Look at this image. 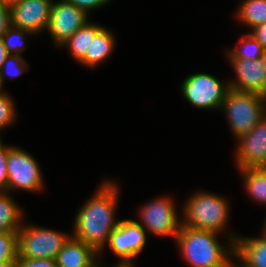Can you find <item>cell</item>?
<instances>
[{"label":"cell","instance_id":"obj_1","mask_svg":"<svg viewBox=\"0 0 266 267\" xmlns=\"http://www.w3.org/2000/svg\"><path fill=\"white\" fill-rule=\"evenodd\" d=\"M119 194V187L116 183L110 180L103 181L94 196L77 211L74 232L71 236L101 254L110 234L120 222L114 219Z\"/></svg>","mask_w":266,"mask_h":267},{"label":"cell","instance_id":"obj_2","mask_svg":"<svg viewBox=\"0 0 266 267\" xmlns=\"http://www.w3.org/2000/svg\"><path fill=\"white\" fill-rule=\"evenodd\" d=\"M218 235L181 225L175 240L190 267H228L232 255L235 254L236 236L230 237L225 249L218 242Z\"/></svg>","mask_w":266,"mask_h":267},{"label":"cell","instance_id":"obj_3","mask_svg":"<svg viewBox=\"0 0 266 267\" xmlns=\"http://www.w3.org/2000/svg\"><path fill=\"white\" fill-rule=\"evenodd\" d=\"M227 202L218 194L199 191L184 203L181 225L219 234L228 222L230 210Z\"/></svg>","mask_w":266,"mask_h":267},{"label":"cell","instance_id":"obj_4","mask_svg":"<svg viewBox=\"0 0 266 267\" xmlns=\"http://www.w3.org/2000/svg\"><path fill=\"white\" fill-rule=\"evenodd\" d=\"M220 108L226 111L230 129L237 139L250 132L266 116L264 96L231 88Z\"/></svg>","mask_w":266,"mask_h":267},{"label":"cell","instance_id":"obj_5","mask_svg":"<svg viewBox=\"0 0 266 267\" xmlns=\"http://www.w3.org/2000/svg\"><path fill=\"white\" fill-rule=\"evenodd\" d=\"M18 234V258L56 259L58 252L71 235L52 229L26 224Z\"/></svg>","mask_w":266,"mask_h":267},{"label":"cell","instance_id":"obj_6","mask_svg":"<svg viewBox=\"0 0 266 267\" xmlns=\"http://www.w3.org/2000/svg\"><path fill=\"white\" fill-rule=\"evenodd\" d=\"M184 98L193 106L203 109H220L230 89L215 76L206 73L189 75L181 84Z\"/></svg>","mask_w":266,"mask_h":267},{"label":"cell","instance_id":"obj_7","mask_svg":"<svg viewBox=\"0 0 266 267\" xmlns=\"http://www.w3.org/2000/svg\"><path fill=\"white\" fill-rule=\"evenodd\" d=\"M7 191L22 189L28 192L43 189L44 181L37 161L21 148L10 146L7 159Z\"/></svg>","mask_w":266,"mask_h":267},{"label":"cell","instance_id":"obj_8","mask_svg":"<svg viewBox=\"0 0 266 267\" xmlns=\"http://www.w3.org/2000/svg\"><path fill=\"white\" fill-rule=\"evenodd\" d=\"M173 200L167 197H158L150 203L142 206L138 222L150 234L160 237L172 236L176 238L182 218H178Z\"/></svg>","mask_w":266,"mask_h":267},{"label":"cell","instance_id":"obj_9","mask_svg":"<svg viewBox=\"0 0 266 267\" xmlns=\"http://www.w3.org/2000/svg\"><path fill=\"white\" fill-rule=\"evenodd\" d=\"M146 238V230L137 221L120 220L107 242L113 253L119 257L117 265H134V258L145 247Z\"/></svg>","mask_w":266,"mask_h":267},{"label":"cell","instance_id":"obj_10","mask_svg":"<svg viewBox=\"0 0 266 267\" xmlns=\"http://www.w3.org/2000/svg\"><path fill=\"white\" fill-rule=\"evenodd\" d=\"M88 15L67 0L53 2L47 31L55 45L62 47L66 41L88 22Z\"/></svg>","mask_w":266,"mask_h":267},{"label":"cell","instance_id":"obj_11","mask_svg":"<svg viewBox=\"0 0 266 267\" xmlns=\"http://www.w3.org/2000/svg\"><path fill=\"white\" fill-rule=\"evenodd\" d=\"M237 140L235 159L238 169L266 167V116Z\"/></svg>","mask_w":266,"mask_h":267},{"label":"cell","instance_id":"obj_12","mask_svg":"<svg viewBox=\"0 0 266 267\" xmlns=\"http://www.w3.org/2000/svg\"><path fill=\"white\" fill-rule=\"evenodd\" d=\"M53 0H20L10 8L11 25L33 34L46 30Z\"/></svg>","mask_w":266,"mask_h":267},{"label":"cell","instance_id":"obj_13","mask_svg":"<svg viewBox=\"0 0 266 267\" xmlns=\"http://www.w3.org/2000/svg\"><path fill=\"white\" fill-rule=\"evenodd\" d=\"M234 68L236 80H229V87L233 90L254 93L264 96L266 93V72L261 60H244L229 58Z\"/></svg>","mask_w":266,"mask_h":267},{"label":"cell","instance_id":"obj_14","mask_svg":"<svg viewBox=\"0 0 266 267\" xmlns=\"http://www.w3.org/2000/svg\"><path fill=\"white\" fill-rule=\"evenodd\" d=\"M98 253L84 242L70 236L56 257L57 267H99Z\"/></svg>","mask_w":266,"mask_h":267},{"label":"cell","instance_id":"obj_15","mask_svg":"<svg viewBox=\"0 0 266 267\" xmlns=\"http://www.w3.org/2000/svg\"><path fill=\"white\" fill-rule=\"evenodd\" d=\"M235 256L249 267H266V235L257 238L237 236L234 243Z\"/></svg>","mask_w":266,"mask_h":267},{"label":"cell","instance_id":"obj_16","mask_svg":"<svg viewBox=\"0 0 266 267\" xmlns=\"http://www.w3.org/2000/svg\"><path fill=\"white\" fill-rule=\"evenodd\" d=\"M102 28L97 24L87 22L84 26L79 28L62 46L68 47L71 56L80 64L90 67V45L94 40L96 33Z\"/></svg>","mask_w":266,"mask_h":267},{"label":"cell","instance_id":"obj_17","mask_svg":"<svg viewBox=\"0 0 266 267\" xmlns=\"http://www.w3.org/2000/svg\"><path fill=\"white\" fill-rule=\"evenodd\" d=\"M9 193L0 191V233L18 232L24 222L22 209Z\"/></svg>","mask_w":266,"mask_h":267},{"label":"cell","instance_id":"obj_18","mask_svg":"<svg viewBox=\"0 0 266 267\" xmlns=\"http://www.w3.org/2000/svg\"><path fill=\"white\" fill-rule=\"evenodd\" d=\"M250 197L259 204H266V167L239 169Z\"/></svg>","mask_w":266,"mask_h":267},{"label":"cell","instance_id":"obj_19","mask_svg":"<svg viewBox=\"0 0 266 267\" xmlns=\"http://www.w3.org/2000/svg\"><path fill=\"white\" fill-rule=\"evenodd\" d=\"M114 35L102 27L95 35L90 45V68L105 61L113 52L115 45Z\"/></svg>","mask_w":266,"mask_h":267},{"label":"cell","instance_id":"obj_20","mask_svg":"<svg viewBox=\"0 0 266 267\" xmlns=\"http://www.w3.org/2000/svg\"><path fill=\"white\" fill-rule=\"evenodd\" d=\"M237 11L238 19L251 29L266 23V0H244Z\"/></svg>","mask_w":266,"mask_h":267},{"label":"cell","instance_id":"obj_21","mask_svg":"<svg viewBox=\"0 0 266 267\" xmlns=\"http://www.w3.org/2000/svg\"><path fill=\"white\" fill-rule=\"evenodd\" d=\"M239 45L227 51V58L244 60H260L264 49L262 45L250 34H245L239 39ZM241 45V46H240Z\"/></svg>","mask_w":266,"mask_h":267},{"label":"cell","instance_id":"obj_22","mask_svg":"<svg viewBox=\"0 0 266 267\" xmlns=\"http://www.w3.org/2000/svg\"><path fill=\"white\" fill-rule=\"evenodd\" d=\"M32 34L33 33L27 30L11 26L6 34L2 36L1 40L8 54L12 55V53H14V55H20L19 53L26 48L24 43V39L27 37L26 35Z\"/></svg>","mask_w":266,"mask_h":267},{"label":"cell","instance_id":"obj_23","mask_svg":"<svg viewBox=\"0 0 266 267\" xmlns=\"http://www.w3.org/2000/svg\"><path fill=\"white\" fill-rule=\"evenodd\" d=\"M18 234L17 232L0 233V262H17Z\"/></svg>","mask_w":266,"mask_h":267},{"label":"cell","instance_id":"obj_24","mask_svg":"<svg viewBox=\"0 0 266 267\" xmlns=\"http://www.w3.org/2000/svg\"><path fill=\"white\" fill-rule=\"evenodd\" d=\"M26 60L20 55H10L0 67V86L3 87L6 76L18 77L26 71Z\"/></svg>","mask_w":266,"mask_h":267},{"label":"cell","instance_id":"obj_25","mask_svg":"<svg viewBox=\"0 0 266 267\" xmlns=\"http://www.w3.org/2000/svg\"><path fill=\"white\" fill-rule=\"evenodd\" d=\"M15 104L6 92H0V131L15 122Z\"/></svg>","mask_w":266,"mask_h":267},{"label":"cell","instance_id":"obj_26","mask_svg":"<svg viewBox=\"0 0 266 267\" xmlns=\"http://www.w3.org/2000/svg\"><path fill=\"white\" fill-rule=\"evenodd\" d=\"M10 146L2 144L0 139V191H7L8 172H7V159Z\"/></svg>","mask_w":266,"mask_h":267},{"label":"cell","instance_id":"obj_27","mask_svg":"<svg viewBox=\"0 0 266 267\" xmlns=\"http://www.w3.org/2000/svg\"><path fill=\"white\" fill-rule=\"evenodd\" d=\"M16 267H57L56 259L50 258H18Z\"/></svg>","mask_w":266,"mask_h":267},{"label":"cell","instance_id":"obj_28","mask_svg":"<svg viewBox=\"0 0 266 267\" xmlns=\"http://www.w3.org/2000/svg\"><path fill=\"white\" fill-rule=\"evenodd\" d=\"M68 2L72 3L79 9H82L87 14L90 12V10H95L102 5L109 3L111 0H67Z\"/></svg>","mask_w":266,"mask_h":267},{"label":"cell","instance_id":"obj_29","mask_svg":"<svg viewBox=\"0 0 266 267\" xmlns=\"http://www.w3.org/2000/svg\"><path fill=\"white\" fill-rule=\"evenodd\" d=\"M11 14L10 8L6 7L0 1V39L6 34L7 30L11 27Z\"/></svg>","mask_w":266,"mask_h":267},{"label":"cell","instance_id":"obj_30","mask_svg":"<svg viewBox=\"0 0 266 267\" xmlns=\"http://www.w3.org/2000/svg\"><path fill=\"white\" fill-rule=\"evenodd\" d=\"M251 30L249 34L262 45L264 50H266V23L258 25Z\"/></svg>","mask_w":266,"mask_h":267},{"label":"cell","instance_id":"obj_31","mask_svg":"<svg viewBox=\"0 0 266 267\" xmlns=\"http://www.w3.org/2000/svg\"><path fill=\"white\" fill-rule=\"evenodd\" d=\"M9 56V54L6 51V48L4 46L3 41L0 39V67L2 66V64L4 63V61L7 59V57Z\"/></svg>","mask_w":266,"mask_h":267},{"label":"cell","instance_id":"obj_32","mask_svg":"<svg viewBox=\"0 0 266 267\" xmlns=\"http://www.w3.org/2000/svg\"><path fill=\"white\" fill-rule=\"evenodd\" d=\"M6 7L11 8L16 5L20 0H0Z\"/></svg>","mask_w":266,"mask_h":267},{"label":"cell","instance_id":"obj_33","mask_svg":"<svg viewBox=\"0 0 266 267\" xmlns=\"http://www.w3.org/2000/svg\"><path fill=\"white\" fill-rule=\"evenodd\" d=\"M231 260H232V261H231ZM231 260L229 261L228 267H249V266H247L246 264H244L242 261H241V263H238V265H237V263L234 264L232 258H231Z\"/></svg>","mask_w":266,"mask_h":267},{"label":"cell","instance_id":"obj_34","mask_svg":"<svg viewBox=\"0 0 266 267\" xmlns=\"http://www.w3.org/2000/svg\"><path fill=\"white\" fill-rule=\"evenodd\" d=\"M17 262H0V267H16Z\"/></svg>","mask_w":266,"mask_h":267},{"label":"cell","instance_id":"obj_35","mask_svg":"<svg viewBox=\"0 0 266 267\" xmlns=\"http://www.w3.org/2000/svg\"><path fill=\"white\" fill-rule=\"evenodd\" d=\"M260 60H261L262 66L266 72V50H264L263 55H262Z\"/></svg>","mask_w":266,"mask_h":267},{"label":"cell","instance_id":"obj_36","mask_svg":"<svg viewBox=\"0 0 266 267\" xmlns=\"http://www.w3.org/2000/svg\"><path fill=\"white\" fill-rule=\"evenodd\" d=\"M99 267H102L101 265ZM114 267H134V265H117Z\"/></svg>","mask_w":266,"mask_h":267},{"label":"cell","instance_id":"obj_37","mask_svg":"<svg viewBox=\"0 0 266 267\" xmlns=\"http://www.w3.org/2000/svg\"><path fill=\"white\" fill-rule=\"evenodd\" d=\"M264 228H263V233L266 235V218H265V221H264Z\"/></svg>","mask_w":266,"mask_h":267},{"label":"cell","instance_id":"obj_38","mask_svg":"<svg viewBox=\"0 0 266 267\" xmlns=\"http://www.w3.org/2000/svg\"><path fill=\"white\" fill-rule=\"evenodd\" d=\"M264 101H265V109H266V93L264 95Z\"/></svg>","mask_w":266,"mask_h":267}]
</instances>
